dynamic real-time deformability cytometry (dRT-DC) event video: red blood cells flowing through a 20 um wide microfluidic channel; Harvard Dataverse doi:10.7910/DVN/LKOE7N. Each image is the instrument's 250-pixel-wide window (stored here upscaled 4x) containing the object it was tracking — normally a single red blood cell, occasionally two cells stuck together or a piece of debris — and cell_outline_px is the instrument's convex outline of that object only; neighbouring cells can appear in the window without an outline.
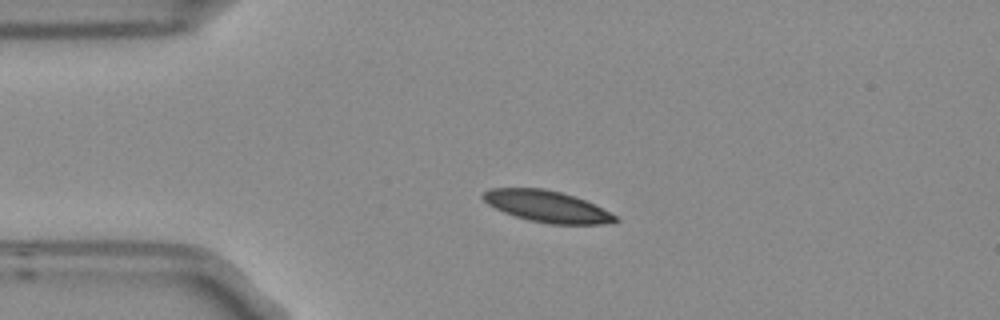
{"species": "Egyptian fruit bat (a non-hibernating species)", "species_latin": "Rousettus aegyptiacus", "temperature_condition": "room temperature", "stored_images_in_passage": 3, "camera_frame_rate_fps": 3000, "um_per_image_px": 0.085, "frame": {"image": 1, "passage_image": 3, "time_ms": 0.667, "image_size_px": [1000, 320], "cell_outline_px": [[620, 220], [612, 224], [548, 224], [528, 220], [504, 212], [488, 204], [480, 196], [484, 192], [492, 188], [544, 188], [560, 192], [584, 200], [616, 216]], "centroid_in_image_um": [46.48, 17.55], "position_along_channel_um": 38.5, "area_um2": 23.99}}